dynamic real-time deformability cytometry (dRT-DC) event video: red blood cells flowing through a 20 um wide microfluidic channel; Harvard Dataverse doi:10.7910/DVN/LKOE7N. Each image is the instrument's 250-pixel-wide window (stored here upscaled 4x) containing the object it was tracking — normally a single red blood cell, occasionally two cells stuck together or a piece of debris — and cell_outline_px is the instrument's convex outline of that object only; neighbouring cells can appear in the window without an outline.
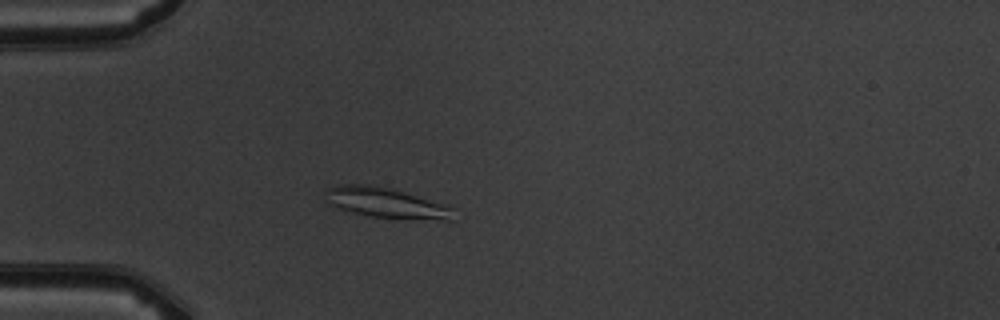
{"species": "common noctule bat (a hibernating species)", "species_latin": "Nyctalus noctula", "temperature_condition": "warm", "stored_images_in_passage": 5, "camera_frame_rate_fps": 3000, "um_per_image_px": 0.085, "animal": {"sex": "male", "body_mass_g": 19.5, "forearm_length_mm": 54.6}, "frame": {"image": 1, "passage_image": 3, "time_ms": 2.333, "image_size_px": [1000, 320], "cell_outline_px": [[456, 220], [444, 220], [372, 216], [352, 212], [336, 208], [324, 200], [328, 188], [340, 184], [368, 184], [388, 188], [404, 192], [444, 204], [452, 208]], "centroid_in_image_um": [32.79, 17.23], "position_along_channel_um": 52.2, "area_um2": 22.25}}